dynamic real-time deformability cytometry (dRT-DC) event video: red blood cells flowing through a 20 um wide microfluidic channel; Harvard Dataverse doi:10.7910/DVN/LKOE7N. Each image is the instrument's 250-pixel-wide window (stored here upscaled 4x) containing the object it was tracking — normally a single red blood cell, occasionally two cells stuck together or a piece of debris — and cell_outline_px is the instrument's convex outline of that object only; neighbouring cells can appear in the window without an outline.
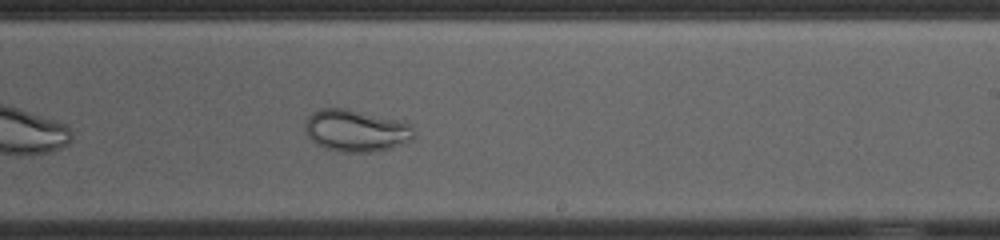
{"species": "common noctule bat (a hibernating species)", "species_latin": "Nyctalus noctula", "temperature_condition": "cold", "stored_images_in_passage": 42, "camera_frame_rate_fps": 3000, "um_per_image_px": 0.085, "animal": {"sex": "female", "body_mass_g": 23.0, "forearm_length_mm": 53.4}, "frame": {"image": 1, "passage_image": 19, "time_ms": 6.0, "image_size_px": [1000, 240], "cell_outline_px": [[416, 136], [412, 140], [392, 148], [376, 152], [340, 152], [324, 148], [316, 144], [304, 132], [304, 120], [312, 112], [320, 108], [348, 108], [404, 120], [412, 124]], "centroid_in_image_um": [30.29, 11.09], "position_along_channel_um": 258.7, "area_um2": 27.57}}